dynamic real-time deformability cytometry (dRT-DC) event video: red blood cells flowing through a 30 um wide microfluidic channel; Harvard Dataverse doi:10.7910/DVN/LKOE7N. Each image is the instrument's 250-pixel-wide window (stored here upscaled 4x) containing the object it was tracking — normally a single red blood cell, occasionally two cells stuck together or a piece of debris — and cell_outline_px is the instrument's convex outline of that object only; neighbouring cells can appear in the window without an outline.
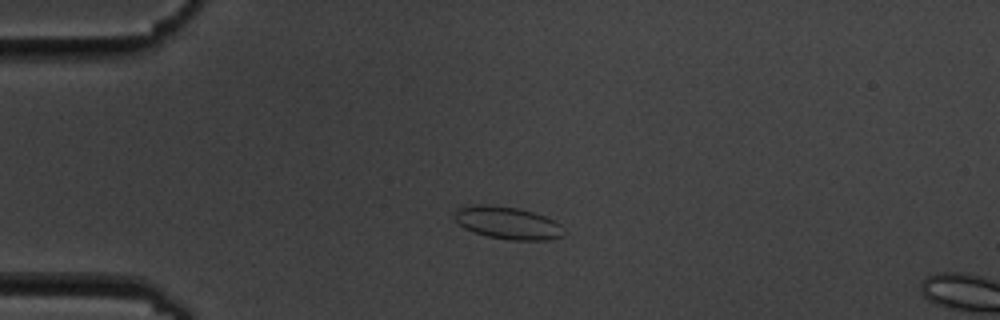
{"species": "common noctule bat (a hibernating species)", "species_latin": "Nyctalus noctula", "temperature_condition": "cold", "stored_images_in_passage": 2, "camera_frame_rate_fps": 3000, "um_per_image_px": 0.085, "animal": {"sex": "male", "body_mass_g": 19.5, "forearm_length_mm": 54.6}, "frame": {"image": 1, "passage_image": 1, "time_ms": 0.0, "image_size_px": [1000, 320], "cell_outline_px": [[564, 236], [552, 240], [508, 240], [488, 236], [464, 228], [452, 216], [456, 208], [468, 204], [488, 204], [520, 208], [556, 220], [560, 224], [564, 232]], "centroid_in_image_um": [43.14, 18.93], "position_along_channel_um": 41.9, "area_um2": 21.04}}